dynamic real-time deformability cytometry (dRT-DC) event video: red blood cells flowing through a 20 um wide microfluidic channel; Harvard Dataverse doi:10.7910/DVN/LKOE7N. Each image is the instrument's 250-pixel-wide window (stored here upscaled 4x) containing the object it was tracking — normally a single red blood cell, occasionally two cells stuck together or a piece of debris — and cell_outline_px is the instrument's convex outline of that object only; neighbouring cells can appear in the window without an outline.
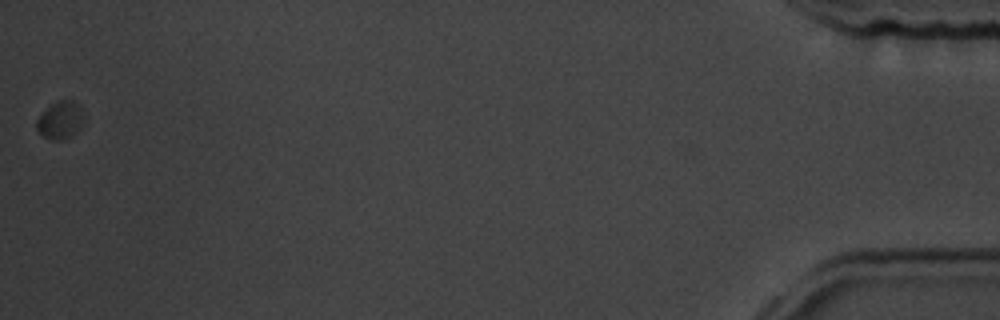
{"species": "common noctule bat (a hibernating species)", "species_latin": "Nyctalus noctula", "temperature_condition": "room temperature", "stored_images_in_passage": 41, "camera_frame_rate_fps": 3000, "um_per_image_px": 0.085, "animal": {"sex": "male", "body_mass_g": 19.5, "forearm_length_mm": 54.6}, "frame": {"image": 1, "passage_image": 41, "time_ms": 13.333, "image_size_px": [1000, 320], "cell_outline_px": [[84, 124], [76, 132], [60, 140], [52, 140], [44, 136], [36, 128], [36, 120], [52, 104], [60, 100], [72, 100], [80, 108], [84, 120]], "centroid_in_image_um": [5.14, 10.22], "position_along_channel_um": 430.1, "area_um2": 10.0}}